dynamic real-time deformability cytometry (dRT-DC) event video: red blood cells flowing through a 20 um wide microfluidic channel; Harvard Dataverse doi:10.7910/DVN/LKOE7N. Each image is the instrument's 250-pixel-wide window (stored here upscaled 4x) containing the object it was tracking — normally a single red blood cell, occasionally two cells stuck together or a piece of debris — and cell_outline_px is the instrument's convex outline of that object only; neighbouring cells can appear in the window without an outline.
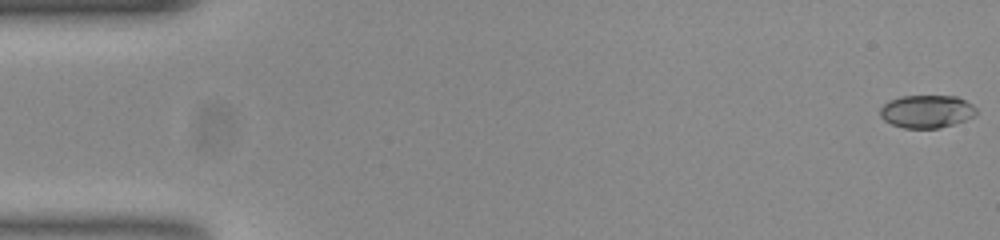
{"species": "common noctule bat (a hibernating species)", "species_latin": "Nyctalus noctula", "temperature_condition": "room temperature", "stored_images_in_passage": 9, "camera_frame_rate_fps": 3000, "um_per_image_px": 0.085, "animal": {"sex": "female", "body_mass_g": 23.0, "forearm_length_mm": 53.4}, "frame": {"image": 1, "passage_image": 1, "time_ms": 0.0, "image_size_px": [1000, 240], "cell_outline_px": [[976, 116], [940, 128], [904, 128], [892, 124], [884, 120], [880, 116], [880, 108], [888, 100], [900, 96], [956, 96], [972, 104], [976, 108]], "centroid_in_image_um": [78.75, 9.47], "position_along_channel_um": 6.2, "area_um2": 18.44}}